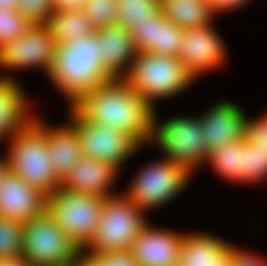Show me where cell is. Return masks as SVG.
<instances>
[{
	"label": "cell",
	"mask_w": 267,
	"mask_h": 266,
	"mask_svg": "<svg viewBox=\"0 0 267 266\" xmlns=\"http://www.w3.org/2000/svg\"><path fill=\"white\" fill-rule=\"evenodd\" d=\"M17 11L32 25H45L54 8L52 0H19Z\"/></svg>",
	"instance_id": "cell-31"
},
{
	"label": "cell",
	"mask_w": 267,
	"mask_h": 266,
	"mask_svg": "<svg viewBox=\"0 0 267 266\" xmlns=\"http://www.w3.org/2000/svg\"><path fill=\"white\" fill-rule=\"evenodd\" d=\"M22 242L32 266H72L82 252L46 210L23 224Z\"/></svg>",
	"instance_id": "cell-7"
},
{
	"label": "cell",
	"mask_w": 267,
	"mask_h": 266,
	"mask_svg": "<svg viewBox=\"0 0 267 266\" xmlns=\"http://www.w3.org/2000/svg\"><path fill=\"white\" fill-rule=\"evenodd\" d=\"M245 138L267 153V113L258 119H246Z\"/></svg>",
	"instance_id": "cell-32"
},
{
	"label": "cell",
	"mask_w": 267,
	"mask_h": 266,
	"mask_svg": "<svg viewBox=\"0 0 267 266\" xmlns=\"http://www.w3.org/2000/svg\"><path fill=\"white\" fill-rule=\"evenodd\" d=\"M232 266H267V261L230 245Z\"/></svg>",
	"instance_id": "cell-34"
},
{
	"label": "cell",
	"mask_w": 267,
	"mask_h": 266,
	"mask_svg": "<svg viewBox=\"0 0 267 266\" xmlns=\"http://www.w3.org/2000/svg\"><path fill=\"white\" fill-rule=\"evenodd\" d=\"M124 78L129 86L152 106L156 98L177 95L195 80L177 56L150 51L137 53Z\"/></svg>",
	"instance_id": "cell-4"
},
{
	"label": "cell",
	"mask_w": 267,
	"mask_h": 266,
	"mask_svg": "<svg viewBox=\"0 0 267 266\" xmlns=\"http://www.w3.org/2000/svg\"><path fill=\"white\" fill-rule=\"evenodd\" d=\"M191 174L185 167L166 157L142 168L125 195L146 212V209L162 206L182 192Z\"/></svg>",
	"instance_id": "cell-9"
},
{
	"label": "cell",
	"mask_w": 267,
	"mask_h": 266,
	"mask_svg": "<svg viewBox=\"0 0 267 266\" xmlns=\"http://www.w3.org/2000/svg\"><path fill=\"white\" fill-rule=\"evenodd\" d=\"M23 223L0 216V260L23 256Z\"/></svg>",
	"instance_id": "cell-26"
},
{
	"label": "cell",
	"mask_w": 267,
	"mask_h": 266,
	"mask_svg": "<svg viewBox=\"0 0 267 266\" xmlns=\"http://www.w3.org/2000/svg\"><path fill=\"white\" fill-rule=\"evenodd\" d=\"M184 29L173 24L160 9L158 46L151 52L161 55L178 56L183 41Z\"/></svg>",
	"instance_id": "cell-27"
},
{
	"label": "cell",
	"mask_w": 267,
	"mask_h": 266,
	"mask_svg": "<svg viewBox=\"0 0 267 266\" xmlns=\"http://www.w3.org/2000/svg\"><path fill=\"white\" fill-rule=\"evenodd\" d=\"M104 266H140L136 263L130 251H116L96 256Z\"/></svg>",
	"instance_id": "cell-33"
},
{
	"label": "cell",
	"mask_w": 267,
	"mask_h": 266,
	"mask_svg": "<svg viewBox=\"0 0 267 266\" xmlns=\"http://www.w3.org/2000/svg\"><path fill=\"white\" fill-rule=\"evenodd\" d=\"M0 266H32L23 256L8 260H0Z\"/></svg>",
	"instance_id": "cell-38"
},
{
	"label": "cell",
	"mask_w": 267,
	"mask_h": 266,
	"mask_svg": "<svg viewBox=\"0 0 267 266\" xmlns=\"http://www.w3.org/2000/svg\"><path fill=\"white\" fill-rule=\"evenodd\" d=\"M229 247V243L212 234H183L180 258L175 266H211Z\"/></svg>",
	"instance_id": "cell-20"
},
{
	"label": "cell",
	"mask_w": 267,
	"mask_h": 266,
	"mask_svg": "<svg viewBox=\"0 0 267 266\" xmlns=\"http://www.w3.org/2000/svg\"><path fill=\"white\" fill-rule=\"evenodd\" d=\"M104 199L102 196L71 192L59 187L46 196V211L83 251L95 234Z\"/></svg>",
	"instance_id": "cell-6"
},
{
	"label": "cell",
	"mask_w": 267,
	"mask_h": 266,
	"mask_svg": "<svg viewBox=\"0 0 267 266\" xmlns=\"http://www.w3.org/2000/svg\"><path fill=\"white\" fill-rule=\"evenodd\" d=\"M117 167L104 161L82 157L61 181V188L71 192L107 197L117 178ZM112 193V194H111Z\"/></svg>",
	"instance_id": "cell-16"
},
{
	"label": "cell",
	"mask_w": 267,
	"mask_h": 266,
	"mask_svg": "<svg viewBox=\"0 0 267 266\" xmlns=\"http://www.w3.org/2000/svg\"><path fill=\"white\" fill-rule=\"evenodd\" d=\"M199 119L209 152L245 138L246 114L232 102H218Z\"/></svg>",
	"instance_id": "cell-15"
},
{
	"label": "cell",
	"mask_w": 267,
	"mask_h": 266,
	"mask_svg": "<svg viewBox=\"0 0 267 266\" xmlns=\"http://www.w3.org/2000/svg\"><path fill=\"white\" fill-rule=\"evenodd\" d=\"M70 107L84 121L124 131L141 145L153 138L155 106L138 95L124 77H112Z\"/></svg>",
	"instance_id": "cell-1"
},
{
	"label": "cell",
	"mask_w": 267,
	"mask_h": 266,
	"mask_svg": "<svg viewBox=\"0 0 267 266\" xmlns=\"http://www.w3.org/2000/svg\"><path fill=\"white\" fill-rule=\"evenodd\" d=\"M96 33L102 66L112 77H124L137 55L130 31L115 24L96 28Z\"/></svg>",
	"instance_id": "cell-17"
},
{
	"label": "cell",
	"mask_w": 267,
	"mask_h": 266,
	"mask_svg": "<svg viewBox=\"0 0 267 266\" xmlns=\"http://www.w3.org/2000/svg\"><path fill=\"white\" fill-rule=\"evenodd\" d=\"M211 266H232L231 265V253L229 249Z\"/></svg>",
	"instance_id": "cell-39"
},
{
	"label": "cell",
	"mask_w": 267,
	"mask_h": 266,
	"mask_svg": "<svg viewBox=\"0 0 267 266\" xmlns=\"http://www.w3.org/2000/svg\"><path fill=\"white\" fill-rule=\"evenodd\" d=\"M15 79L11 74L0 76V137L10 136L6 137L9 140L34 118L27 114V99Z\"/></svg>",
	"instance_id": "cell-18"
},
{
	"label": "cell",
	"mask_w": 267,
	"mask_h": 266,
	"mask_svg": "<svg viewBox=\"0 0 267 266\" xmlns=\"http://www.w3.org/2000/svg\"><path fill=\"white\" fill-rule=\"evenodd\" d=\"M46 210V195L8 170L0 182V216L21 223Z\"/></svg>",
	"instance_id": "cell-13"
},
{
	"label": "cell",
	"mask_w": 267,
	"mask_h": 266,
	"mask_svg": "<svg viewBox=\"0 0 267 266\" xmlns=\"http://www.w3.org/2000/svg\"><path fill=\"white\" fill-rule=\"evenodd\" d=\"M249 0H208L213 10L218 13L220 11L240 8V5L247 4Z\"/></svg>",
	"instance_id": "cell-35"
},
{
	"label": "cell",
	"mask_w": 267,
	"mask_h": 266,
	"mask_svg": "<svg viewBox=\"0 0 267 266\" xmlns=\"http://www.w3.org/2000/svg\"><path fill=\"white\" fill-rule=\"evenodd\" d=\"M183 234L156 229L147 222L131 247L140 266H175L180 258Z\"/></svg>",
	"instance_id": "cell-14"
},
{
	"label": "cell",
	"mask_w": 267,
	"mask_h": 266,
	"mask_svg": "<svg viewBox=\"0 0 267 266\" xmlns=\"http://www.w3.org/2000/svg\"><path fill=\"white\" fill-rule=\"evenodd\" d=\"M117 5V0H85L82 10L95 28H100L116 24Z\"/></svg>",
	"instance_id": "cell-30"
},
{
	"label": "cell",
	"mask_w": 267,
	"mask_h": 266,
	"mask_svg": "<svg viewBox=\"0 0 267 266\" xmlns=\"http://www.w3.org/2000/svg\"><path fill=\"white\" fill-rule=\"evenodd\" d=\"M148 1H151V0H117V3H127V2H148Z\"/></svg>",
	"instance_id": "cell-42"
},
{
	"label": "cell",
	"mask_w": 267,
	"mask_h": 266,
	"mask_svg": "<svg viewBox=\"0 0 267 266\" xmlns=\"http://www.w3.org/2000/svg\"><path fill=\"white\" fill-rule=\"evenodd\" d=\"M48 76L64 97L69 99L70 106L88 91L111 79L112 76L100 60L97 33L58 45Z\"/></svg>",
	"instance_id": "cell-2"
},
{
	"label": "cell",
	"mask_w": 267,
	"mask_h": 266,
	"mask_svg": "<svg viewBox=\"0 0 267 266\" xmlns=\"http://www.w3.org/2000/svg\"><path fill=\"white\" fill-rule=\"evenodd\" d=\"M9 170L8 168V162L6 160V158L1 159L0 158V182L2 177L4 176V174Z\"/></svg>",
	"instance_id": "cell-41"
},
{
	"label": "cell",
	"mask_w": 267,
	"mask_h": 266,
	"mask_svg": "<svg viewBox=\"0 0 267 266\" xmlns=\"http://www.w3.org/2000/svg\"><path fill=\"white\" fill-rule=\"evenodd\" d=\"M54 11L82 10L85 0H52Z\"/></svg>",
	"instance_id": "cell-36"
},
{
	"label": "cell",
	"mask_w": 267,
	"mask_h": 266,
	"mask_svg": "<svg viewBox=\"0 0 267 266\" xmlns=\"http://www.w3.org/2000/svg\"><path fill=\"white\" fill-rule=\"evenodd\" d=\"M164 15L183 29L212 25L215 11L208 0H160Z\"/></svg>",
	"instance_id": "cell-21"
},
{
	"label": "cell",
	"mask_w": 267,
	"mask_h": 266,
	"mask_svg": "<svg viewBox=\"0 0 267 266\" xmlns=\"http://www.w3.org/2000/svg\"><path fill=\"white\" fill-rule=\"evenodd\" d=\"M9 170L48 196L61 186L48 151L46 125L34 118L10 138Z\"/></svg>",
	"instance_id": "cell-3"
},
{
	"label": "cell",
	"mask_w": 267,
	"mask_h": 266,
	"mask_svg": "<svg viewBox=\"0 0 267 266\" xmlns=\"http://www.w3.org/2000/svg\"><path fill=\"white\" fill-rule=\"evenodd\" d=\"M144 211L125 195H111L104 199L98 226L90 244L83 250L92 256L130 251L134 240L148 222Z\"/></svg>",
	"instance_id": "cell-5"
},
{
	"label": "cell",
	"mask_w": 267,
	"mask_h": 266,
	"mask_svg": "<svg viewBox=\"0 0 267 266\" xmlns=\"http://www.w3.org/2000/svg\"><path fill=\"white\" fill-rule=\"evenodd\" d=\"M0 8L17 10L19 8V0H0Z\"/></svg>",
	"instance_id": "cell-40"
},
{
	"label": "cell",
	"mask_w": 267,
	"mask_h": 266,
	"mask_svg": "<svg viewBox=\"0 0 267 266\" xmlns=\"http://www.w3.org/2000/svg\"><path fill=\"white\" fill-rule=\"evenodd\" d=\"M160 9V0H151L143 3H118L116 24L131 31L135 27V23H141L145 20L151 19V17Z\"/></svg>",
	"instance_id": "cell-25"
},
{
	"label": "cell",
	"mask_w": 267,
	"mask_h": 266,
	"mask_svg": "<svg viewBox=\"0 0 267 266\" xmlns=\"http://www.w3.org/2000/svg\"><path fill=\"white\" fill-rule=\"evenodd\" d=\"M45 25L58 45L77 41L96 32L95 26L83 10L54 11Z\"/></svg>",
	"instance_id": "cell-22"
},
{
	"label": "cell",
	"mask_w": 267,
	"mask_h": 266,
	"mask_svg": "<svg viewBox=\"0 0 267 266\" xmlns=\"http://www.w3.org/2000/svg\"><path fill=\"white\" fill-rule=\"evenodd\" d=\"M32 26L17 10L0 8V47L24 34Z\"/></svg>",
	"instance_id": "cell-29"
},
{
	"label": "cell",
	"mask_w": 267,
	"mask_h": 266,
	"mask_svg": "<svg viewBox=\"0 0 267 266\" xmlns=\"http://www.w3.org/2000/svg\"><path fill=\"white\" fill-rule=\"evenodd\" d=\"M212 25L184 29L178 58L195 79L224 62L226 46Z\"/></svg>",
	"instance_id": "cell-12"
},
{
	"label": "cell",
	"mask_w": 267,
	"mask_h": 266,
	"mask_svg": "<svg viewBox=\"0 0 267 266\" xmlns=\"http://www.w3.org/2000/svg\"><path fill=\"white\" fill-rule=\"evenodd\" d=\"M155 113L151 141L158 143L165 157L192 173L210 153L199 117L180 116L158 125Z\"/></svg>",
	"instance_id": "cell-8"
},
{
	"label": "cell",
	"mask_w": 267,
	"mask_h": 266,
	"mask_svg": "<svg viewBox=\"0 0 267 266\" xmlns=\"http://www.w3.org/2000/svg\"><path fill=\"white\" fill-rule=\"evenodd\" d=\"M69 124L73 127L82 157L104 161L120 168L142 145L130 134L104 124L84 121L71 107Z\"/></svg>",
	"instance_id": "cell-10"
},
{
	"label": "cell",
	"mask_w": 267,
	"mask_h": 266,
	"mask_svg": "<svg viewBox=\"0 0 267 266\" xmlns=\"http://www.w3.org/2000/svg\"><path fill=\"white\" fill-rule=\"evenodd\" d=\"M242 140L233 141L225 146L213 149L209 153L208 160L211 166L230 181H238L241 176Z\"/></svg>",
	"instance_id": "cell-23"
},
{
	"label": "cell",
	"mask_w": 267,
	"mask_h": 266,
	"mask_svg": "<svg viewBox=\"0 0 267 266\" xmlns=\"http://www.w3.org/2000/svg\"><path fill=\"white\" fill-rule=\"evenodd\" d=\"M267 177V153L256 148L252 142L242 140L241 176L238 182H260Z\"/></svg>",
	"instance_id": "cell-24"
},
{
	"label": "cell",
	"mask_w": 267,
	"mask_h": 266,
	"mask_svg": "<svg viewBox=\"0 0 267 266\" xmlns=\"http://www.w3.org/2000/svg\"><path fill=\"white\" fill-rule=\"evenodd\" d=\"M72 266H104V264L96 256L85 254V251H82Z\"/></svg>",
	"instance_id": "cell-37"
},
{
	"label": "cell",
	"mask_w": 267,
	"mask_h": 266,
	"mask_svg": "<svg viewBox=\"0 0 267 266\" xmlns=\"http://www.w3.org/2000/svg\"><path fill=\"white\" fill-rule=\"evenodd\" d=\"M160 25V10L141 23H135V27L130 31L133 44L137 53L152 51L158 46V35Z\"/></svg>",
	"instance_id": "cell-28"
},
{
	"label": "cell",
	"mask_w": 267,
	"mask_h": 266,
	"mask_svg": "<svg viewBox=\"0 0 267 266\" xmlns=\"http://www.w3.org/2000/svg\"><path fill=\"white\" fill-rule=\"evenodd\" d=\"M46 139L54 172L62 181L82 158L79 139L69 123L55 129L46 126Z\"/></svg>",
	"instance_id": "cell-19"
},
{
	"label": "cell",
	"mask_w": 267,
	"mask_h": 266,
	"mask_svg": "<svg viewBox=\"0 0 267 266\" xmlns=\"http://www.w3.org/2000/svg\"><path fill=\"white\" fill-rule=\"evenodd\" d=\"M58 44L46 25H33L27 32L0 47V67H41L49 75Z\"/></svg>",
	"instance_id": "cell-11"
}]
</instances>
